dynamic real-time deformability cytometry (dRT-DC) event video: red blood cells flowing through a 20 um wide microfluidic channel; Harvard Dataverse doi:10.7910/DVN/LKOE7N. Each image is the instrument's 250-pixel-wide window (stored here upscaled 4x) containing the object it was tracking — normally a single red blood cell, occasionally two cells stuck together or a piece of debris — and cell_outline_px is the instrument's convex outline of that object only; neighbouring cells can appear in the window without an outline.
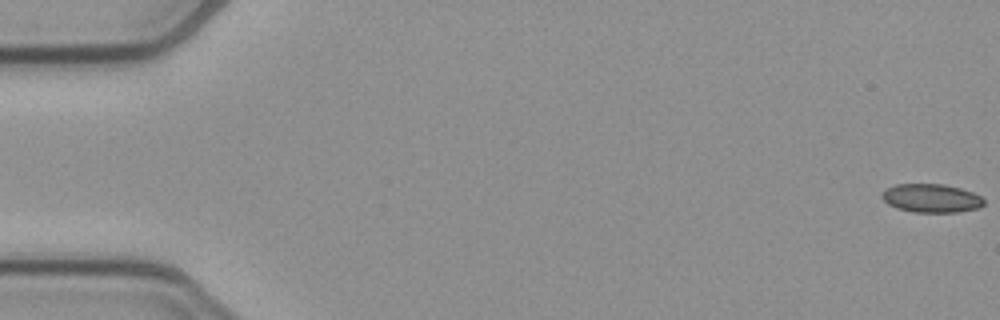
{"species": "common noctule bat (a hibernating species)", "species_latin": "Nyctalus noctula", "temperature_condition": "cold", "stored_images_in_passage": 15, "camera_frame_rate_fps": 3000, "um_per_image_px": 0.085, "animal": {"sex": "female", "body_mass_g": 21.9}, "frame": {"image": 1, "passage_image": 1, "time_ms": 0.0, "image_size_px": [1000, 320], "cell_outline_px": [[984, 204], [980, 208], [960, 212], [912, 212], [896, 208], [888, 204], [880, 196], [888, 188], [896, 184], [944, 184], [960, 188], [972, 192], [980, 196], [984, 200]], "centroid_in_image_um": [79.18, 16.85], "position_along_channel_um": 5.8, "area_um2": 16.99}}
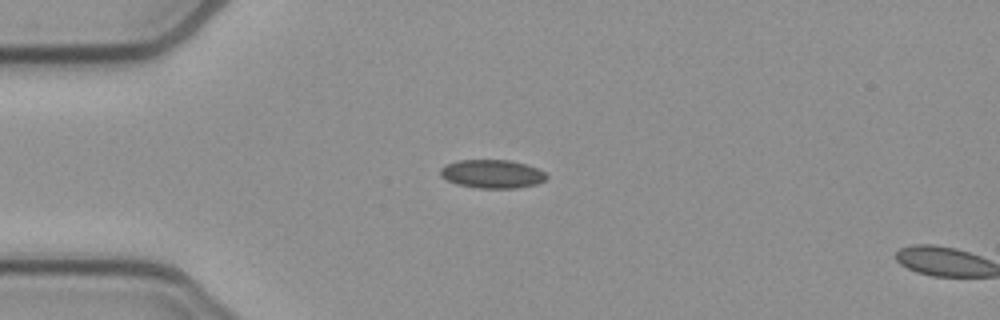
{"frame": {"image": 2, "passage_image": 14, "time_ms": 4.333, "image_size_px": [1000, 320], "cell_outline_px": [[548, 176], [544, 180], [536, 184], [516, 188], [476, 188], [456, 184], [440, 176], [440, 168], [444, 164], [456, 160], [508, 160], [524, 164], [536, 168], [544, 172]], "centroid_in_image_um": [41.78, 14.78], "position_along_channel_um": 43.2, "area_um2": 17.63}}